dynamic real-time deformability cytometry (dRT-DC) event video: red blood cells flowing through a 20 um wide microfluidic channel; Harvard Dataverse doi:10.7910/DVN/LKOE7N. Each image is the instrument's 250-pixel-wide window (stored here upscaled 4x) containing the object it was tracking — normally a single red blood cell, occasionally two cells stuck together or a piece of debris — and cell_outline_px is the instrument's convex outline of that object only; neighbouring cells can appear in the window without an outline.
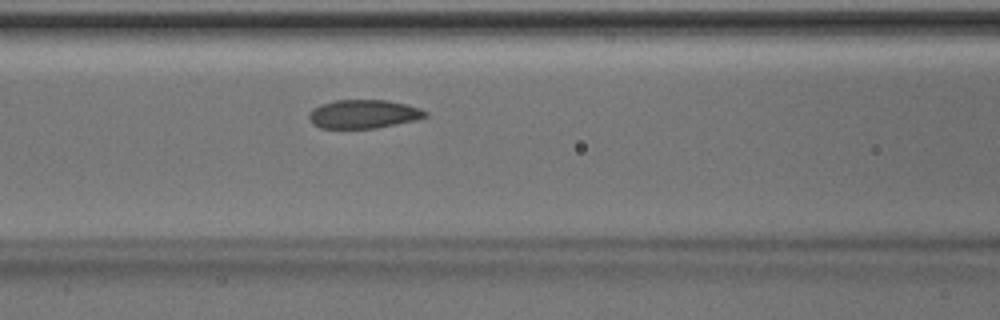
{"species": "Egyptian fruit bat (a non-hibernating species)", "species_latin": "Rousettus aegyptiacus", "temperature_condition": "room temperature", "stored_images_in_passage": 31, "camera_frame_rate_fps": 3000, "um_per_image_px": 0.085, "animal": {"sex": "male"}, "frame": {"image": 1, "passage_image": 8, "time_ms": 2.333, "image_size_px": [1000, 320], "cell_outline_px": [[428, 116], [416, 120], [376, 128], [320, 128], [312, 124], [308, 116], [308, 112], [312, 108], [320, 104], [336, 100], [388, 100], [408, 104], [420, 108], [428, 112]], "centroid_in_image_um": [30.89, 9.69], "position_along_channel_um": 135.7, "area_um2": 19.65}}
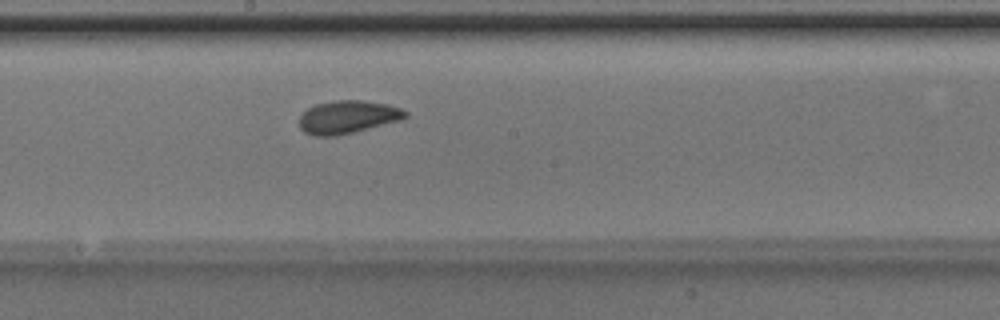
{"frame": {"image": 2, "passage_image": 14, "time_ms": 4.333, "image_size_px": [1000, 320], "cell_outline_px": [[408, 116], [404, 120], [336, 136], [316, 136], [304, 132], [300, 128], [300, 112], [316, 104], [336, 100], [364, 100], [388, 104], [400, 108], [408, 112]], "centroid_in_image_um": [29.58, 9.94], "position_along_channel_um": 218.6, "area_um2": 20.63}}
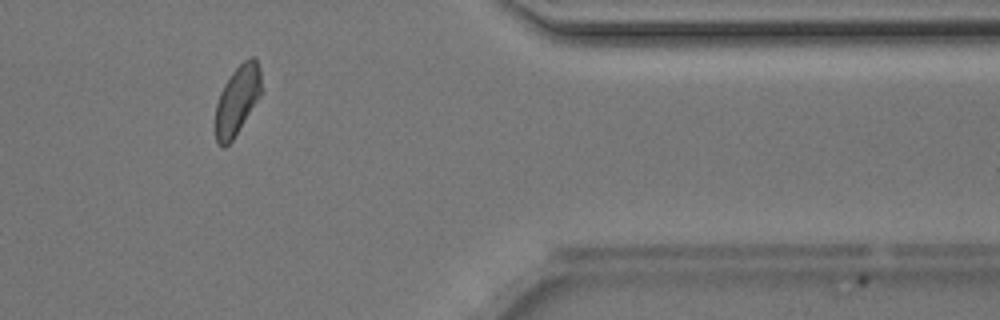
{"frame": {"image": 3, "passage_image": 28, "time_ms": 9.0, "image_size_px": [1000, 320], "cell_outline_px": [[264, 92], [232, 140], [224, 148], [220, 148], [216, 140], [216, 104], [220, 92], [224, 84], [232, 72], [244, 60], [252, 56], [256, 56], [260, 68], [264, 88]], "centroid_in_image_um": [20.22, 8.47], "position_along_channel_um": 391.2, "area_um2": 18.96}}